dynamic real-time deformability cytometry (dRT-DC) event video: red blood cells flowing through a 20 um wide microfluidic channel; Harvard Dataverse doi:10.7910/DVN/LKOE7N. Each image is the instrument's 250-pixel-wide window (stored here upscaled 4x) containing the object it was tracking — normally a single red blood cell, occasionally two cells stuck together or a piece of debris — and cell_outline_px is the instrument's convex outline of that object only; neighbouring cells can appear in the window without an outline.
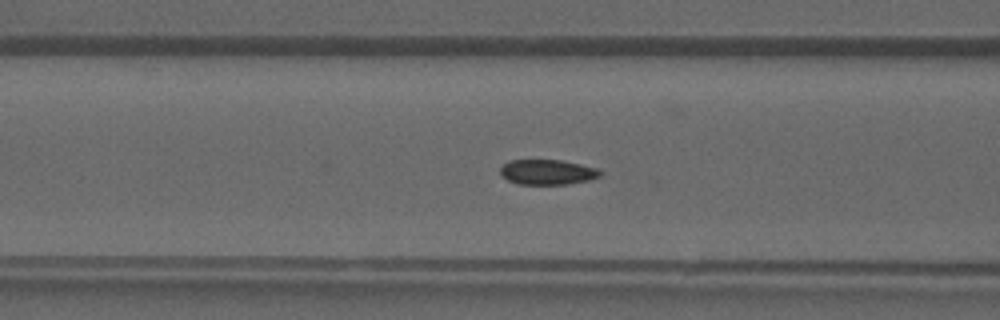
{"species": "common noctule bat (a hibernating species)", "species_latin": "Nyctalus noctula", "temperature_condition": "warm", "stored_images_in_passage": 40, "camera_frame_rate_fps": 3000, "um_per_image_px": 0.085, "animal": {"sex": "male", "forearm_length_mm": 52.5}, "frame": {"image": 1, "passage_image": 16, "time_ms": 5.0, "image_size_px": [1000, 320], "cell_outline_px": [[600, 176], [588, 180], [568, 184], [516, 184], [500, 176], [500, 168], [508, 160], [560, 160], [580, 164], [596, 168], [600, 172]], "centroid_in_image_um": [46.47, 14.63], "position_along_channel_um": 120.1, "area_um2": 14.57}}
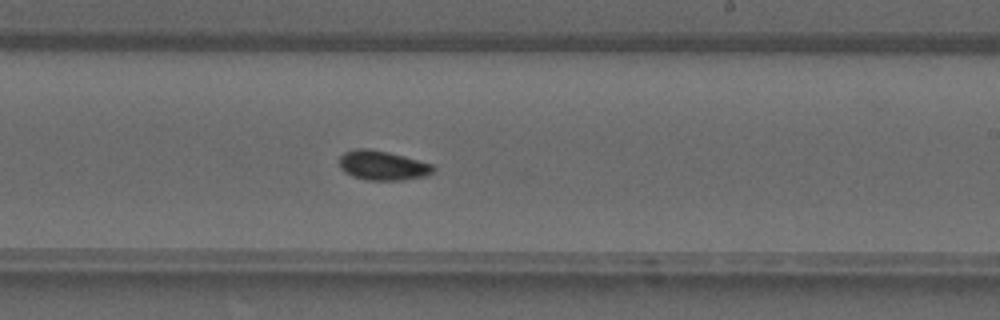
{"frame": {"image": 2, "passage_image": 24, "time_ms": 7.667, "image_size_px": [1000, 320], "cell_outline_px": [[436, 168], [432, 172], [424, 176], [404, 180], [368, 180], [352, 176], [344, 172], [340, 168], [340, 156], [344, 152], [356, 148], [368, 148], [388, 152], [404, 156], [432, 164]], "centroid_in_image_um": [32.5, 14.06], "position_along_channel_um": 256.5, "area_um2": 16.13}}
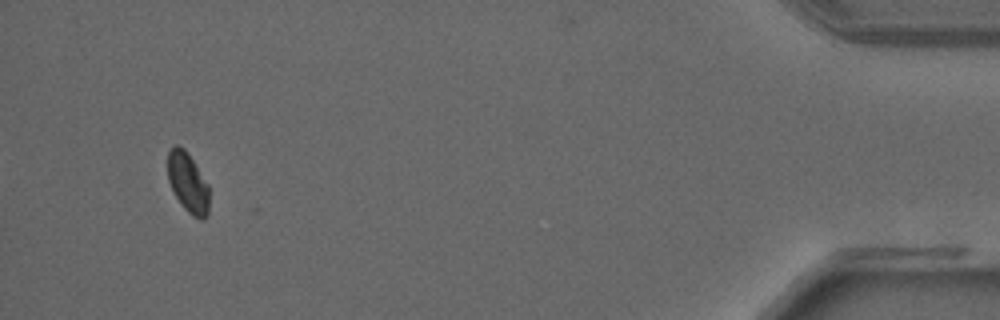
{"frame": {"image": 3, "passage_image": 38, "time_ms": 12.333, "image_size_px": [1000, 320], "cell_outline_px": [[208, 216], [204, 220], [200, 220], [192, 216], [184, 208], [176, 196], [168, 180], [168, 152], [176, 144], [184, 148], [188, 152], [208, 184]], "centroid_in_image_um": [15.98, 15.53], "position_along_channel_um": 419.2, "area_um2": 14.45}}